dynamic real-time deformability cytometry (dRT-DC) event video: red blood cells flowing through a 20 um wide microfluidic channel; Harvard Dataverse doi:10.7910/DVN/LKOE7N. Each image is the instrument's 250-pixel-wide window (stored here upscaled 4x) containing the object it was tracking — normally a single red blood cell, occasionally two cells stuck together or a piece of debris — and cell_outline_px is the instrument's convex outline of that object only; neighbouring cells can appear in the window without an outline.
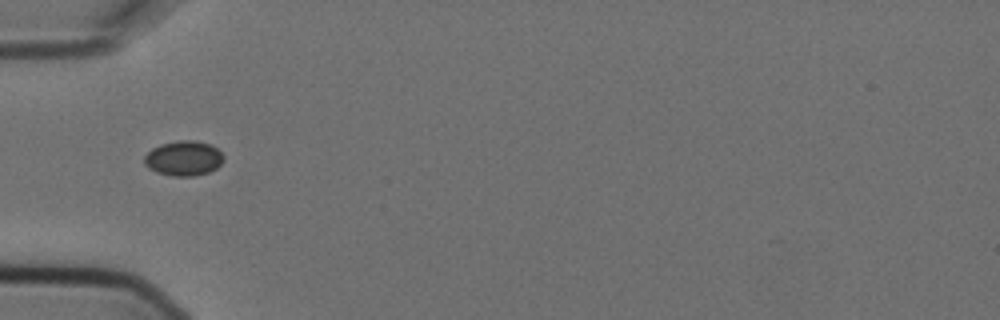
{"species": "Egyptian fruit bat (a non-hibernating species)", "species_latin": "Rousettus aegyptiacus", "temperature_condition": "cold", "stored_images_in_passage": 10, "camera_frame_rate_fps": 3000, "um_per_image_px": 0.085, "animal": {"sex": "female"}, "frame": {"image": 1, "passage_image": 6, "time_ms": 1.667, "image_size_px": [1000, 320], "cell_outline_px": [[224, 160], [216, 168], [208, 172], [196, 176], [172, 176], [156, 172], [148, 168], [144, 164], [144, 156], [152, 148], [160, 144], [176, 140], [196, 140], [212, 144], [224, 156]], "centroid_in_image_um": [15.6, 13.44], "position_along_channel_um": 69.4, "area_um2": 16.36}}
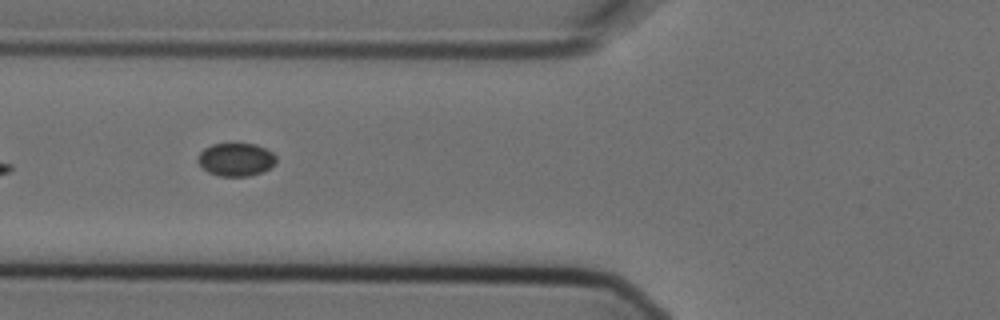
{"frame": {"image": 2, "passage_image": 7, "time_ms": 2.0, "image_size_px": [1000, 320], "cell_outline_px": [[276, 164], [260, 172], [248, 176], [220, 176], [208, 172], [196, 160], [200, 152], [204, 148], [212, 144], [256, 144], [272, 152], [276, 156]], "centroid_in_image_um": [20.05, 13.55], "position_along_channel_um": 105.8, "area_um2": 14.97}}
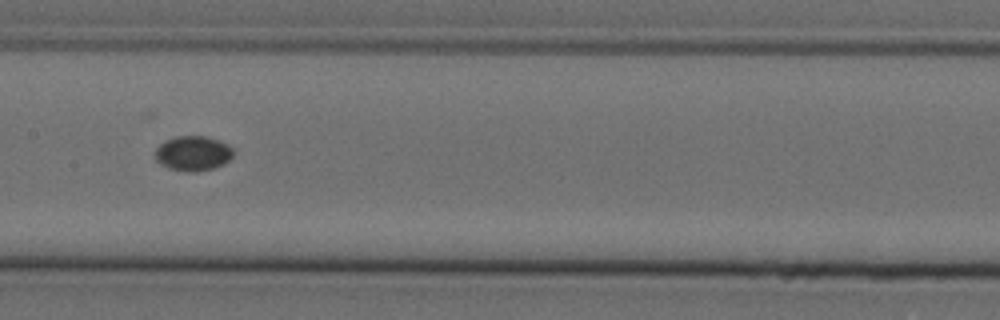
{"frame": {"image": 3, "passage_image": 9, "time_ms": 2.667, "image_size_px": [1000, 320], "cell_outline_px": [[236, 152], [224, 164], [212, 168], [196, 172], [192, 172], [168, 168], [160, 164], [156, 160], [156, 148], [160, 144], [176, 136], [204, 136], [228, 144], [236, 148]], "centroid_in_image_um": [16.45, 13.04], "position_along_channel_um": 191.0, "area_um2": 15.84}}